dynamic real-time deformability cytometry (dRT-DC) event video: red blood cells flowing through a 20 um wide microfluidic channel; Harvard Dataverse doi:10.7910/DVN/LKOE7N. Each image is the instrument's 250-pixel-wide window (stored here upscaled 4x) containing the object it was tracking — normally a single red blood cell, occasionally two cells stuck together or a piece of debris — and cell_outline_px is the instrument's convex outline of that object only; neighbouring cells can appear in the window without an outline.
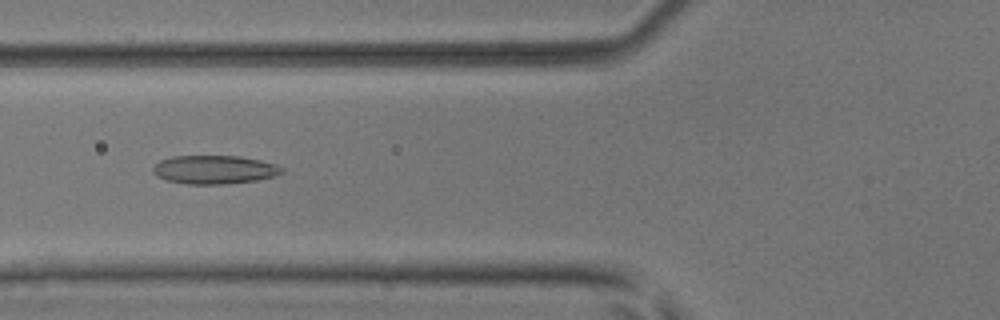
{"species": "common noctule bat (a hibernating species)", "species_latin": "Nyctalus noctula", "temperature_condition": "room temperature", "stored_images_in_passage": 39, "camera_frame_rate_fps": 3000, "um_per_image_px": 0.085, "animal": {"sex": "male", "body_mass_g": 17.9, "forearm_length_mm": 54.2}, "frame": {"image": 1, "passage_image": 9, "time_ms": 2.667, "image_size_px": [1000, 320], "cell_outline_px": [[284, 172], [276, 176], [256, 180], [220, 184], [188, 184], [164, 180], [156, 176], [152, 172], [152, 168], [160, 160], [172, 156], [240, 156], [260, 160], [276, 164], [284, 168]], "centroid_in_image_um": [18.21, 14.41], "position_along_channel_um": 107.6, "area_um2": 21.56}}
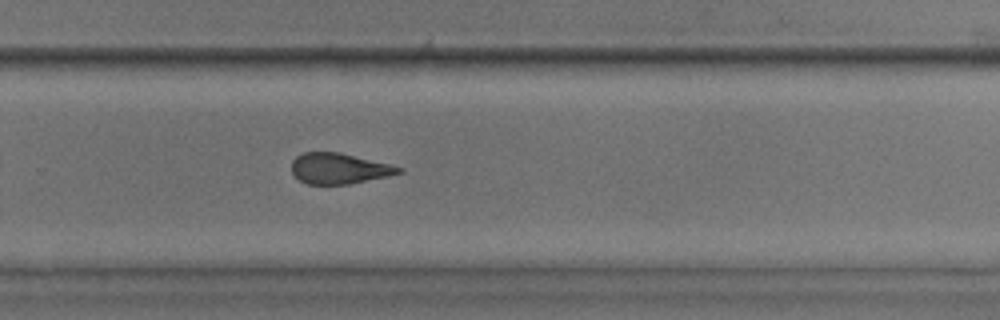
{"frame": {"image": 2, "passage_image": 24, "time_ms": 7.667, "image_size_px": [1000, 320], "cell_outline_px": [[404, 172], [388, 176], [348, 184], [308, 184], [300, 180], [292, 172], [292, 160], [296, 156], [304, 152], [340, 152], [392, 164], [404, 168]], "centroid_in_image_um": [28.86, 14.31], "position_along_channel_um": 300.9, "area_um2": 19.25}}
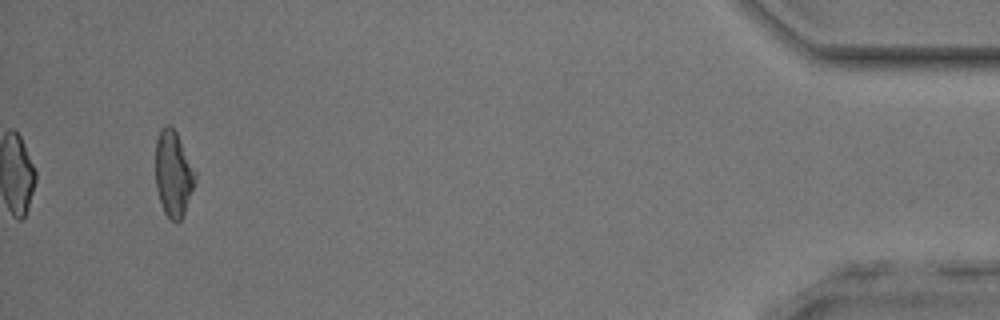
{"frame": {"image": 3, "passage_image": 39, "time_ms": 12.667, "image_size_px": [1000, 320], "cell_outline_px": [[196, 180], [184, 212], [180, 220], [176, 224], [164, 212], [156, 188], [156, 140], [160, 128], [168, 124], [176, 132], [196, 172]], "centroid_in_image_um": [14.73, 14.76], "position_along_channel_um": 420.5, "area_um2": 19.59}, "authors_computed_cell_mechanics": {"area_um2": 20.23, "velocity_mm_per_s": 3.8806, "shape_relaxation_time_tau1_ms": 8.1853, "shape_relaxation_time_tau2_ms": 2.6036, "deformation_change_tau1": 0.172, "deformation_change_tau2": 0.1122}}